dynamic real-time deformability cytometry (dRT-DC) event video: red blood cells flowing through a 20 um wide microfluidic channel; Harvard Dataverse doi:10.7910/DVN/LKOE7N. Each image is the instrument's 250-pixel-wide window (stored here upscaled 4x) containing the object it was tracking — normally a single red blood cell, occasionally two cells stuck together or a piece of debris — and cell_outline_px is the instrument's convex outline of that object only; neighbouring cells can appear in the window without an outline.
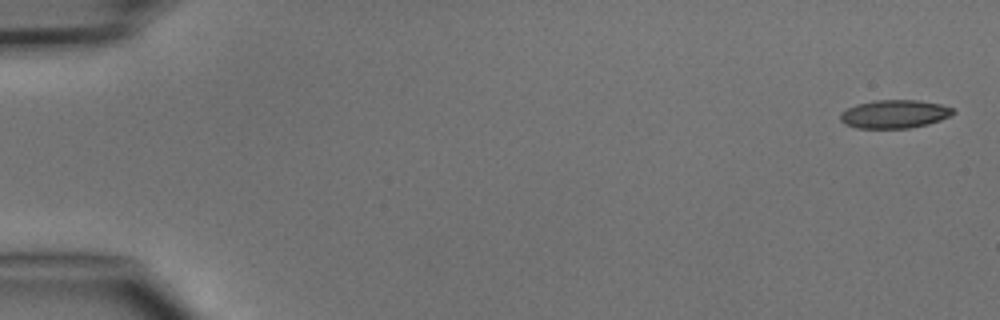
{"species": "common noctule bat (a hibernating species)", "species_latin": "Nyctalus noctula", "temperature_condition": "cold", "stored_images_in_passage": 4, "camera_frame_rate_fps": 3000, "um_per_image_px": 0.085, "animal": {"sex": "male", "body_mass_g": 15.6}, "frame": {"image": 1, "passage_image": 1, "time_ms": 0.0, "image_size_px": [1000, 320], "cell_outline_px": [[956, 112], [940, 120], [928, 124], [908, 128], [856, 128], [844, 124], [840, 120], [840, 112], [856, 104], [872, 100], [920, 100], [940, 104], [952, 108]], "centroid_in_image_um": [75.99, 9.69], "position_along_channel_um": 9.0, "area_um2": 18.67}}
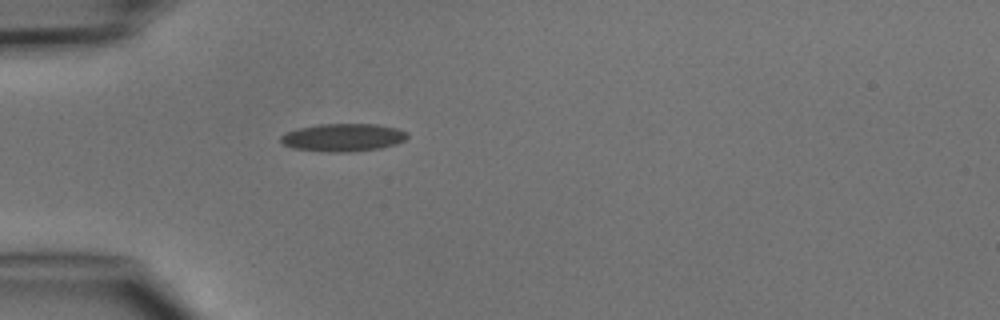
{"frame": {"image": 2, "passage_image": 4, "time_ms": 4.333, "image_size_px": [1000, 320], "cell_outline_px": [[408, 136], [404, 140], [396, 144], [380, 148], [352, 152], [328, 152], [292, 148], [284, 144], [280, 140], [280, 136], [288, 132], [300, 128], [320, 124], [376, 124], [396, 128], [408, 132]], "centroid_in_image_um": [29.19, 11.69], "position_along_channel_um": 55.8, "area_um2": 20.46}}